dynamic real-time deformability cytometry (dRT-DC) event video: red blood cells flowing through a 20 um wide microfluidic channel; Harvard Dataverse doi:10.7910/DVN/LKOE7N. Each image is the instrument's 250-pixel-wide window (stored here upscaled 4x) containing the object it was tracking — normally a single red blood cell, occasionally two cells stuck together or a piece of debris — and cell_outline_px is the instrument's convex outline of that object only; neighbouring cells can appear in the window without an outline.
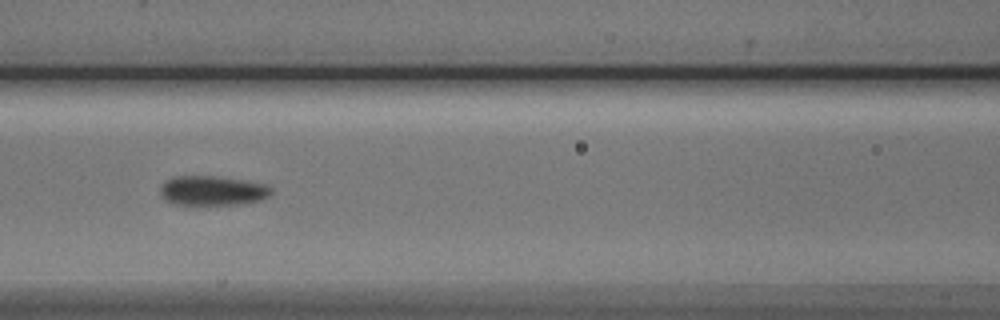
{"species": "Egyptian fruit bat (a non-hibernating species)", "species_latin": "Rousettus aegyptiacus", "temperature_condition": "cold", "stored_images_in_passage": 9, "segment_of_instrument_passage": [1, 2], "camera_frame_rate_fps": 3000, "um_per_image_px": 0.085, "animal": {"sex": "male"}, "frame": {"image": 1, "passage_image": 6, "time_ms": 6.667, "image_size_px": [1000, 320], "cell_outline_px": [[272, 192], [268, 196], [260, 200], [244, 204], [172, 204], [164, 200], [160, 196], [160, 188], [164, 180], [172, 176], [216, 176], [244, 180], [264, 184], [272, 188]], "centroid_in_image_um": [18.01, 16.2], "position_along_channel_um": 148.6, "area_um2": 19.31}}
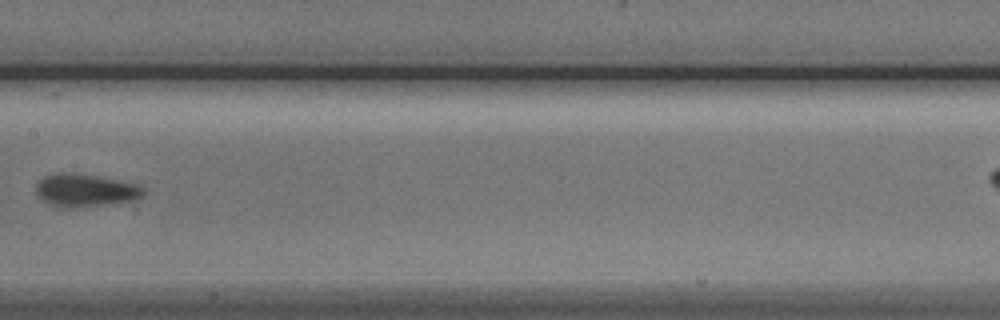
{"frame": {"image": 2, "passage_image": 7, "time_ms": 8.0, "image_size_px": [1000, 320], "cell_outline_px": [[144, 192], [140, 196], [128, 200], [104, 204], [72, 208], [60, 208], [48, 204], [36, 196], [36, 184], [44, 176], [56, 172], [68, 172], [100, 176], [140, 184], [144, 188]], "centroid_in_image_um": [7.17, 16.16], "position_along_channel_um": 200.2, "area_um2": 20.63}}
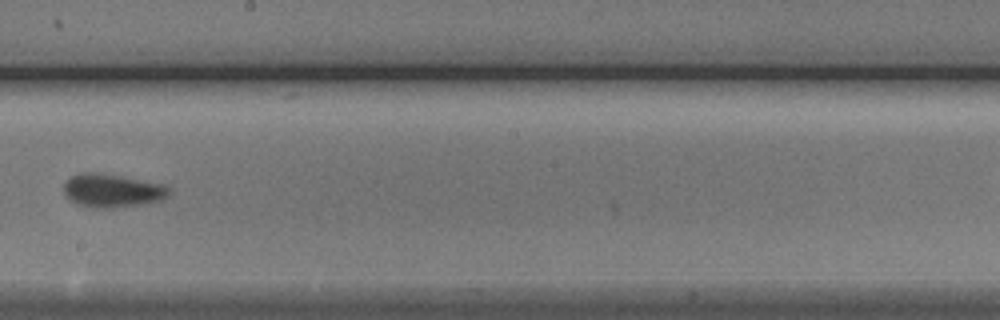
{"frame": {"image": 3, "passage_image": 8, "time_ms": 9.0, "image_size_px": [1000, 320], "cell_outline_px": [[172, 192], [164, 200], [148, 204], [112, 208], [96, 208], [76, 204], [64, 192], [64, 184], [72, 176], [80, 172], [96, 172], [120, 176], [160, 184], [172, 188]], "centroid_in_image_um": [9.6, 16.22], "position_along_channel_um": 238.6, "area_um2": 20.58}}